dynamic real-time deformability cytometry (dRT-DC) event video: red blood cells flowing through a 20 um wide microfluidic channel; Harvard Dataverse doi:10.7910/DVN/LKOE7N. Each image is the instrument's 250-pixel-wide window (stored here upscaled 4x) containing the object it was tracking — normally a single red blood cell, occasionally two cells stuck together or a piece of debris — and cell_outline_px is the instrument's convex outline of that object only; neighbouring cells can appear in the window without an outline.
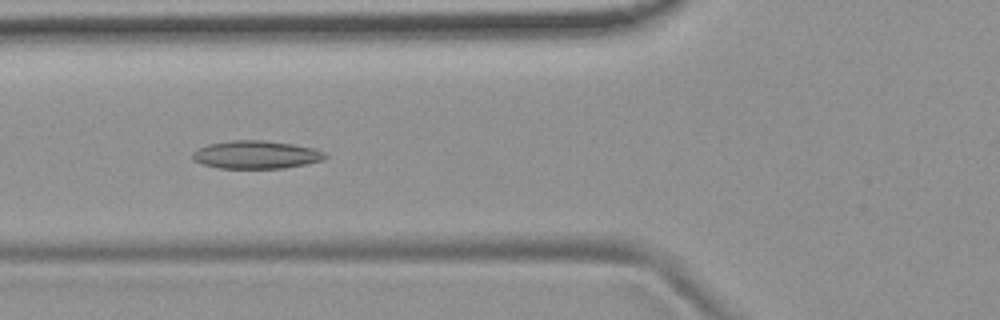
{"species": "common noctule bat (a hibernating species)", "species_latin": "Nyctalus noctula", "temperature_condition": "room temperature", "stored_images_in_passage": 41, "camera_frame_rate_fps": 3000, "um_per_image_px": 0.085, "animal": {"sex": "female", "body_mass_g": 19.9}, "frame": {"image": 1, "passage_image": 15, "time_ms": 4.667, "image_size_px": [1000, 320], "cell_outline_px": [[328, 156], [324, 160], [284, 168], [220, 168], [200, 164], [192, 160], [192, 152], [208, 144], [232, 140], [264, 140], [292, 144], [312, 148], [324, 152]], "centroid_in_image_um": [21.74, 13.15], "position_along_channel_um": 104.1, "area_um2": 21.62}}
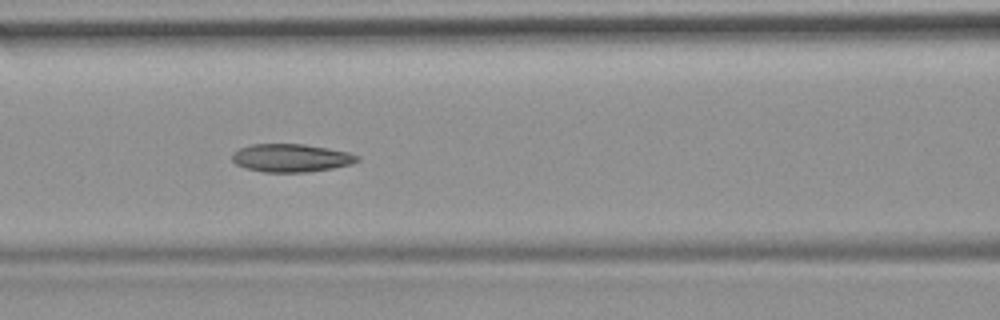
{"frame": {"image": 2, "passage_image": 18, "time_ms": 5.667, "image_size_px": [1000, 320], "cell_outline_px": [[360, 160], [352, 164], [332, 168], [308, 172], [264, 172], [244, 168], [236, 164], [232, 160], [232, 152], [240, 148], [252, 144], [304, 144], [328, 148], [348, 152], [360, 156]], "centroid_in_image_um": [24.74, 13.42], "position_along_channel_um": 141.9, "area_um2": 20.58}}
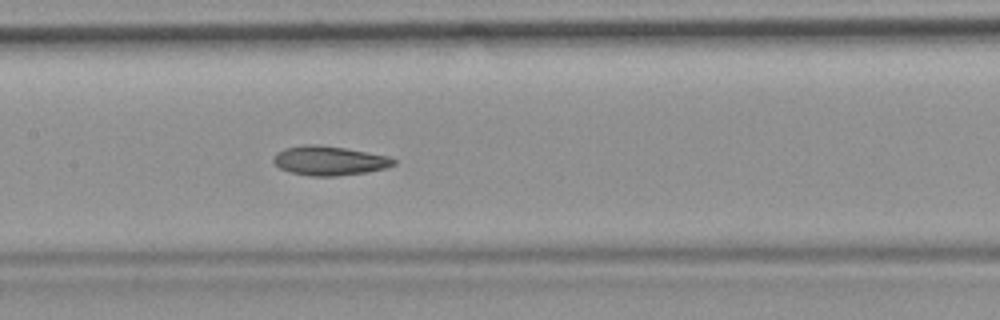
{"frame": {"image": 3, "passage_image": 21, "time_ms": 6.667, "image_size_px": [1000, 320], "cell_outline_px": [[396, 164], [384, 168], [368, 172], [336, 176], [308, 176], [288, 172], [280, 168], [272, 160], [276, 152], [284, 148], [308, 144], [316, 144], [344, 148], [368, 152], [388, 156], [396, 160]], "centroid_in_image_um": [27.97, 13.66], "position_along_channel_um": 179.4, "area_um2": 20.58}, "authors_computed_cell_mechanics": {"area_um2": 20.4034, "velocity_mm_per_s": 3.7642, "shape_relaxation_time_tau1_ms": null, "shape_relaxation_time_tau2_ms": 3.3441, "deformation_change_tau1": null, "deformation_change_tau2": 0.0928}}